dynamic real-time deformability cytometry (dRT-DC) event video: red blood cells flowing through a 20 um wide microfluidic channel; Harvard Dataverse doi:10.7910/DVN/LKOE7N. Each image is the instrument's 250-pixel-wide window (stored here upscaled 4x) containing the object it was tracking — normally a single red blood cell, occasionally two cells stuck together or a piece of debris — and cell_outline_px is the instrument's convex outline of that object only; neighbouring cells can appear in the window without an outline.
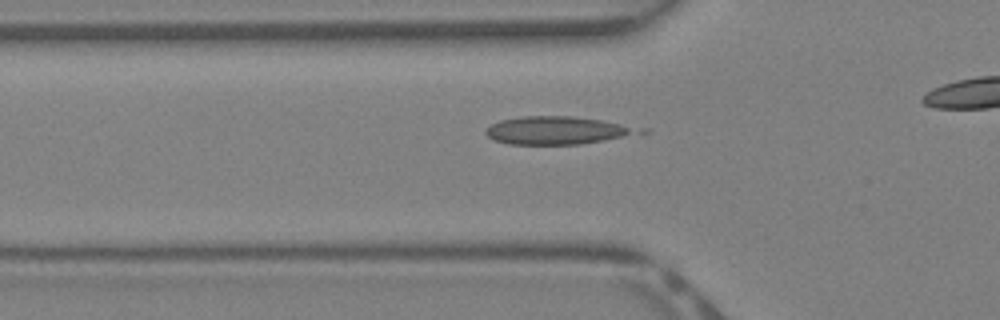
{"species": "Egyptian fruit bat (a non-hibernating species)", "species_latin": "Rousettus aegyptiacus", "temperature_condition": "warm", "stored_images_in_passage": 21, "segment_of_instrument_passage": [1, 2], "camera_frame_rate_fps": 3000, "um_per_image_px": 0.085, "animal": {"sex": "female"}, "frame": {"image": 1, "passage_image": 4, "time_ms": 1.0, "image_size_px": [1000, 320], "cell_outline_px": [[628, 132], [620, 136], [604, 140], [580, 144], [508, 144], [492, 140], [484, 132], [492, 124], [500, 120], [520, 116], [572, 116], [604, 120], [620, 124], [628, 128]], "centroid_in_image_um": [47.04, 11.07], "position_along_channel_um": 78.8, "area_um2": 23.76}}
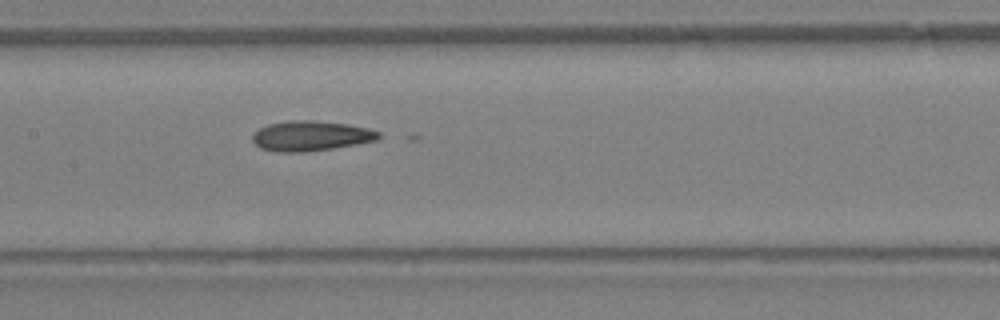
{"frame": {"image": 2, "passage_image": 10, "time_ms": 3.0, "image_size_px": [1000, 320], "cell_outline_px": [[380, 136], [376, 140], [356, 144], [332, 148], [304, 152], [276, 152], [260, 148], [252, 140], [252, 136], [260, 128], [268, 124], [292, 120], [312, 120], [348, 124], [368, 128], [380, 132]], "centroid_in_image_um": [26.41, 11.55], "position_along_channel_um": 181.0, "area_um2": 21.96}}
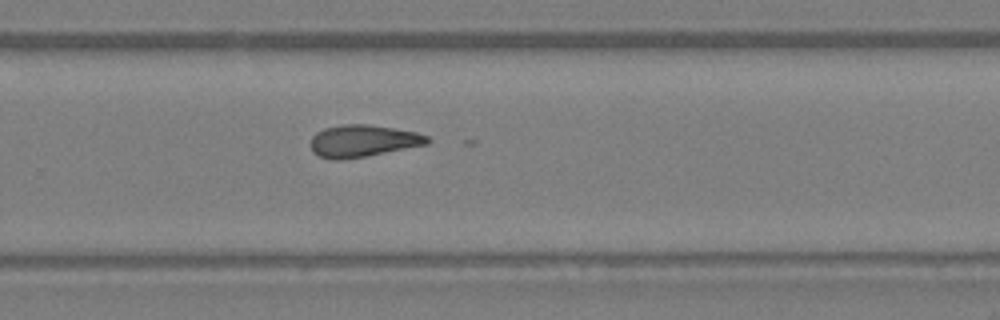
{"frame": {"image": 3, "passage_image": 17, "time_ms": 5.333, "image_size_px": [1000, 320], "cell_outline_px": [[432, 140], [428, 144], [364, 156], [340, 160], [332, 160], [320, 156], [312, 152], [312, 136], [316, 132], [324, 128], [344, 124], [368, 124], [416, 132], [428, 136]], "centroid_in_image_um": [30.85, 11.97], "position_along_channel_um": 299.0, "area_um2": 21.62}}